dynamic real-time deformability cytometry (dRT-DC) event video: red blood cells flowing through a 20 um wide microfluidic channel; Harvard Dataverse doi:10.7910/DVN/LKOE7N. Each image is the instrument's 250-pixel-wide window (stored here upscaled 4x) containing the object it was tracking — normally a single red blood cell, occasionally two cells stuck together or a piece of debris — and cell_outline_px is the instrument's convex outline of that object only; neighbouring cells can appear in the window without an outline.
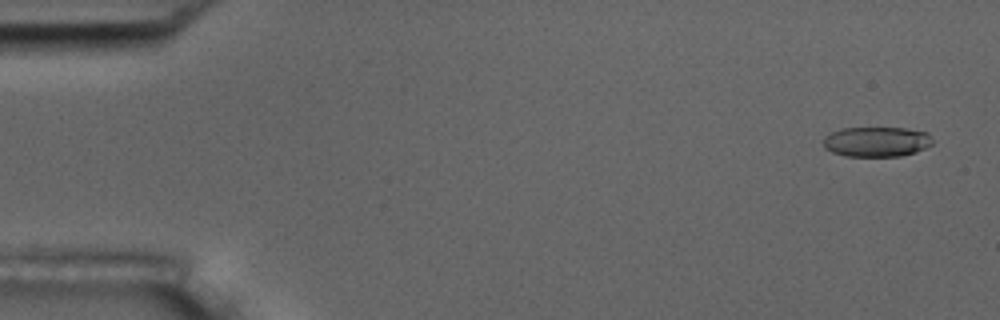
{"species": "common noctule bat (a hibernating species)", "species_latin": "Nyctalus noctula", "temperature_condition": "room temperature", "stored_images_in_passage": 5, "camera_frame_rate_fps": 3000, "um_per_image_px": 0.085, "animal": {"sex": "male", "body_mass_g": 17.5, "forearm_length_mm": 52.3}, "frame": {"image": 1, "passage_image": 1, "time_ms": 0.0, "image_size_px": [1000, 320], "cell_outline_px": [[932, 144], [916, 152], [900, 156], [844, 156], [832, 152], [824, 148], [824, 136], [832, 132], [844, 128], [904, 128], [928, 132], [932, 140]], "centroid_in_image_um": [74.5, 12.05], "position_along_channel_um": 10.5, "area_um2": 19.07}}
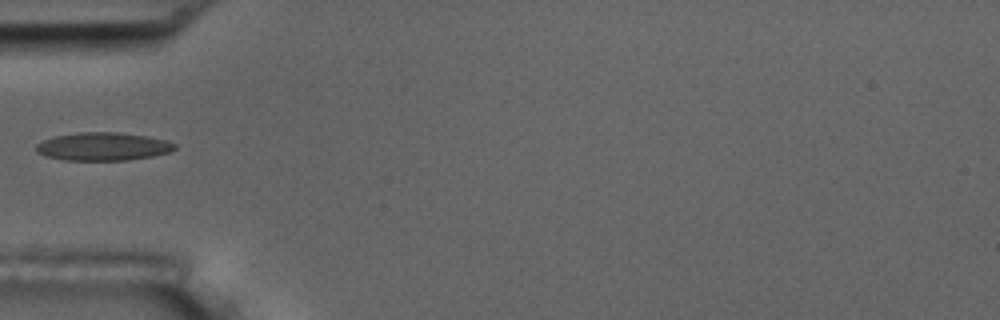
{"frame": {"image": 2, "passage_image": 5, "time_ms": 5.333, "image_size_px": [1000, 320], "cell_outline_px": [[176, 148], [172, 152], [152, 156], [128, 160], [64, 160], [44, 156], [36, 152], [36, 144], [44, 140], [56, 136], [80, 132], [116, 132], [144, 136], [164, 140], [176, 144]], "centroid_in_image_um": [8.74, 12.46], "position_along_channel_um": 76.3, "area_um2": 22.6}}